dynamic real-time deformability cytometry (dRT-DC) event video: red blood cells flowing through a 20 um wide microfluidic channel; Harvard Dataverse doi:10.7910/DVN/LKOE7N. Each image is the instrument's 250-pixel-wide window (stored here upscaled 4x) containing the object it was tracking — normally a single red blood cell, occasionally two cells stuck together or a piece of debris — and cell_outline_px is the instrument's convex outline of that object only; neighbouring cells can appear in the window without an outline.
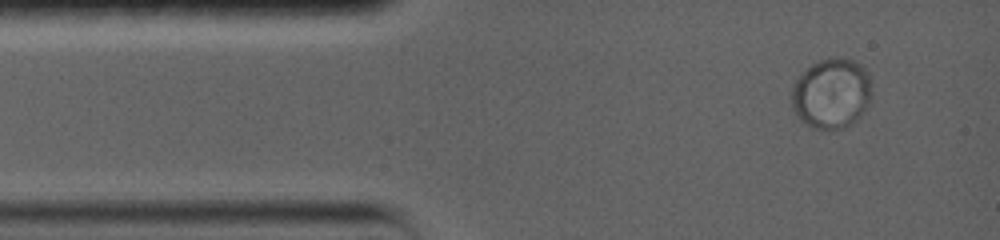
{"species": "common noctule bat (a hibernating species)", "species_latin": "Nyctalus noctula", "temperature_condition": "warm", "stored_images_in_passage": 9, "camera_frame_rate_fps": 5000, "um_per_image_px": 0.085, "animal": {"sex": "female", "body_mass_g": 19.0, "forearm_length_mm": 56.7}, "frame": {"image": 1, "passage_image": 2, "time_ms": 0.8, "image_size_px": [1000, 240], "cell_outline_px": [[872, 92], [860, 116], [848, 124], [840, 128], [812, 128], [800, 120], [796, 116], [792, 108], [792, 88], [796, 80], [812, 64], [828, 56], [852, 60], [860, 64], [868, 72], [872, 80]], "centroid_in_image_um": [70.67, 7.91], "position_along_channel_um": 14.3, "area_um2": 32.54}}
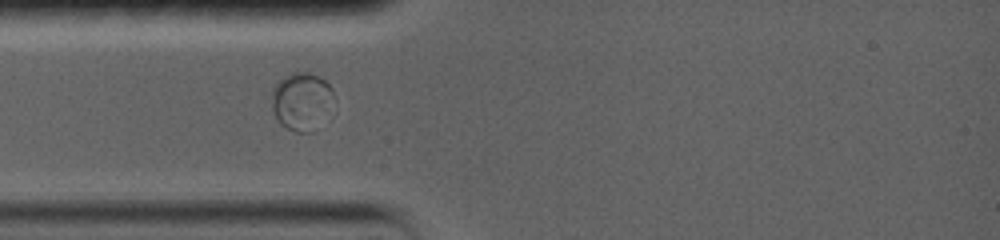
{"frame": {"image": 2, "passage_image": 6, "time_ms": 3.6, "image_size_px": [1000, 240], "cell_outline_px": [[332, 92], [312, 132], [296, 132], [280, 124], [272, 108], [272, 88], [280, 80], [292, 72], [308, 72], [324, 80], [332, 88]], "centroid_in_image_um": [25.51, 8.56], "position_along_channel_um": 59.5, "area_um2": 19.54}}
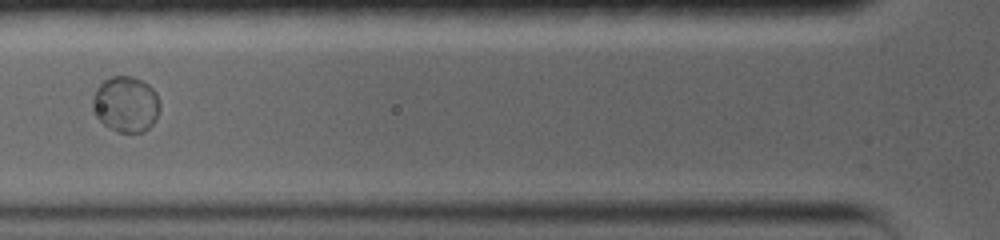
{"frame": {"image": 3, "passage_image": 8, "time_ms": 5.2, "image_size_px": [1000, 240], "cell_outline_px": [[160, 108], [156, 120], [144, 132], [116, 132], [104, 124], [92, 112], [92, 96], [96, 88], [104, 80], [112, 76], [132, 76], [148, 84], [156, 92], [160, 104]], "centroid_in_image_um": [10.69, 8.86], "position_along_channel_um": 115.1, "area_um2": 22.08}}